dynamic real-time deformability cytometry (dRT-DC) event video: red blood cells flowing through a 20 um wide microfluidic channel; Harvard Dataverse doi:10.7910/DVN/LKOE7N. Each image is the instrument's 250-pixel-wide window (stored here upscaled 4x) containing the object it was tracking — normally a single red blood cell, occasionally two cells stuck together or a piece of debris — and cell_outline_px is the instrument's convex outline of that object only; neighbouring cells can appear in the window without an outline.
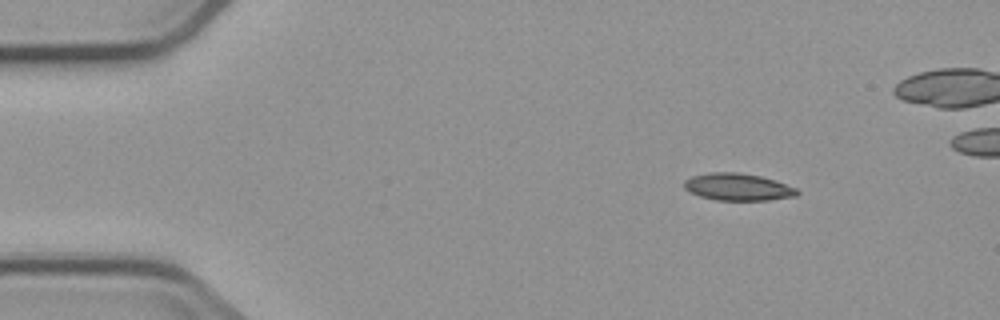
{"species": "common noctule bat (a hibernating species)", "species_latin": "Nyctalus noctula", "temperature_condition": "cold", "stored_images_in_passage": 12, "camera_frame_rate_fps": 3000, "um_per_image_px": 0.085, "animal": {"sex": "male", "body_mass_g": 23.1, "forearm_length_mm": 52.7}, "frame": {"image": 1, "passage_image": 1, "time_ms": 0.0, "image_size_px": [1000, 320], "cell_outline_px": [[800, 192], [796, 196], [768, 200], [716, 200], [700, 196], [688, 192], [684, 188], [684, 180], [692, 176], [712, 172], [740, 172], [760, 176], [776, 180], [796, 188]], "centroid_in_image_um": [62.71, 15.89], "position_along_channel_um": 22.3, "area_um2": 17.98}}
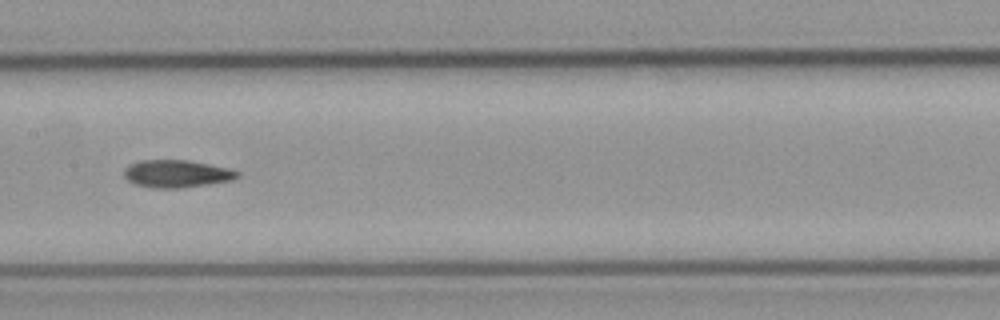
{"frame": {"image": 2, "passage_image": 6, "time_ms": 6.667, "image_size_px": [1000, 320], "cell_outline_px": [[240, 176], [232, 180], [184, 188], [152, 188], [136, 184], [128, 180], [124, 176], [124, 168], [128, 164], [140, 160], [188, 160], [228, 168], [240, 172]], "centroid_in_image_um": [15.0, 14.77], "position_along_channel_um": 192.4, "area_um2": 18.26}}
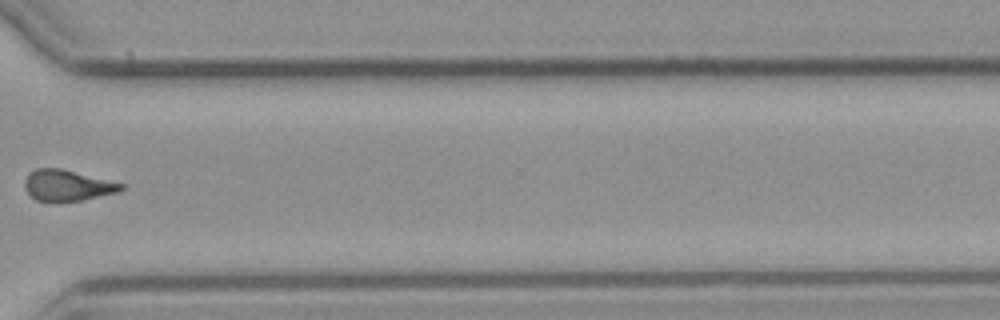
{"frame": {"image": 3, "passage_image": 10, "time_ms": 11.333, "image_size_px": [1000, 320], "cell_outline_px": [[124, 188], [116, 192], [80, 200], [36, 200], [24, 188], [24, 180], [28, 172], [36, 168], [60, 168], [124, 184]], "centroid_in_image_um": [5.67, 15.73], "position_along_channel_um": 364.9, "area_um2": 16.94}}